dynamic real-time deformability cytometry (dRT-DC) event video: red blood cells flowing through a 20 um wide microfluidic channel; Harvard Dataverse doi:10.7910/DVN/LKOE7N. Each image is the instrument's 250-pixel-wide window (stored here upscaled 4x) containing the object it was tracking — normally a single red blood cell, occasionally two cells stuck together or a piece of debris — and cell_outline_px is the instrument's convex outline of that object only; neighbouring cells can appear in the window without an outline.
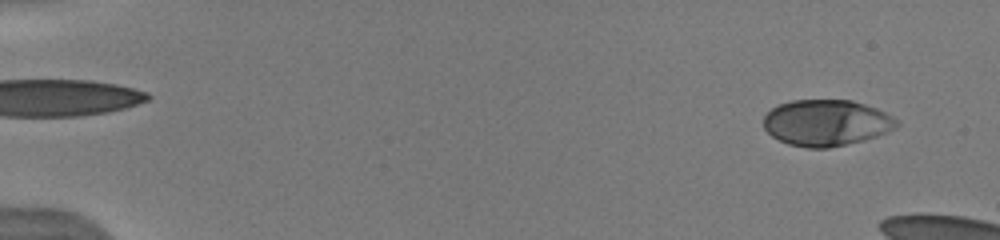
{"species": "human", "species_latin": "Homo sapiens", "temperature_condition": "warm", "stored_images_in_passage": 8, "camera_frame_rate_fps": 3000, "um_per_image_px": 0.085, "donor": {"sex": "male"}, "frame": {"image": 1, "passage_image": 2, "time_ms": 0.667, "image_size_px": [1000, 240], "cell_outline_px": [[900, 124], [896, 128], [888, 132], [864, 140], [828, 148], [808, 148], [788, 144], [772, 136], [764, 128], [764, 116], [772, 108], [780, 104], [792, 100], [852, 100], [876, 108], [900, 120]], "centroid_in_image_um": [70.26, 10.44], "position_along_channel_um": 14.7, "area_um2": 35.89}}
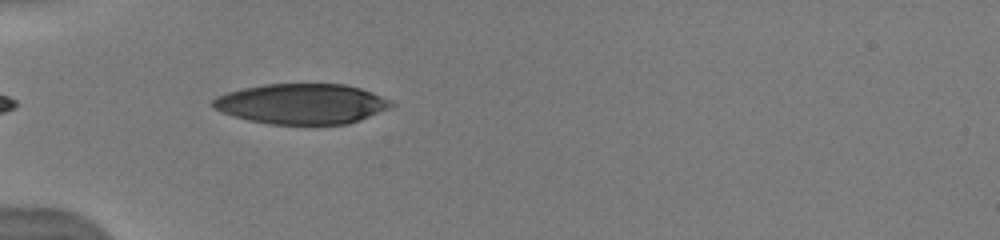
{"frame": {"image": 2, "passage_image": 7, "time_ms": 2.667, "image_size_px": [1000, 240], "cell_outline_px": [[396, 104], [388, 108], [360, 120], [348, 124], [268, 124], [248, 120], [220, 112], [212, 108], [208, 104], [216, 96], [228, 92], [244, 88], [264, 84], [344, 84], [360, 88], [372, 92], [392, 100]], "centroid_in_image_um": [25.61, 8.83], "position_along_channel_um": 59.4, "area_um2": 42.08}}